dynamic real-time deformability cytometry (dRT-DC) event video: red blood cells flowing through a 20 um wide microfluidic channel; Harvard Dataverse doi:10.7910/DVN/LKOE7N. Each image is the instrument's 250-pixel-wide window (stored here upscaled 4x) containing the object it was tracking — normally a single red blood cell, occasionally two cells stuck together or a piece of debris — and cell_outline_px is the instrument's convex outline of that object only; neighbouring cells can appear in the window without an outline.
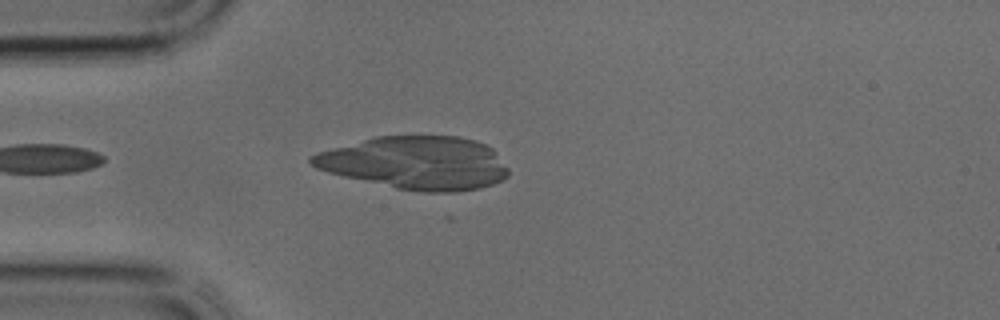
{"species": "common noctule bat (a hibernating species)", "species_latin": "Nyctalus noctula", "temperature_condition": "cold", "stored_images_in_passage": 9, "camera_frame_rate_fps": 3000, "um_per_image_px": 0.085, "animal": {"sex": "male", "body_mass_g": 17.9, "forearm_length_mm": 54.2}, "frame": {"image": 1, "passage_image": 1, "time_ms": 0.0, "image_size_px": [1000, 320], "cell_outline_px": [[504, 176], [496, 180], [472, 188], [408, 188], [336, 172], [324, 168], [316, 164], [312, 160], [316, 156], [328, 152], [356, 152], [504, 172]], "centroid_in_image_um": [34.48, 14.53], "position_along_channel_um": 50.5, "area_um2": 29.88}}